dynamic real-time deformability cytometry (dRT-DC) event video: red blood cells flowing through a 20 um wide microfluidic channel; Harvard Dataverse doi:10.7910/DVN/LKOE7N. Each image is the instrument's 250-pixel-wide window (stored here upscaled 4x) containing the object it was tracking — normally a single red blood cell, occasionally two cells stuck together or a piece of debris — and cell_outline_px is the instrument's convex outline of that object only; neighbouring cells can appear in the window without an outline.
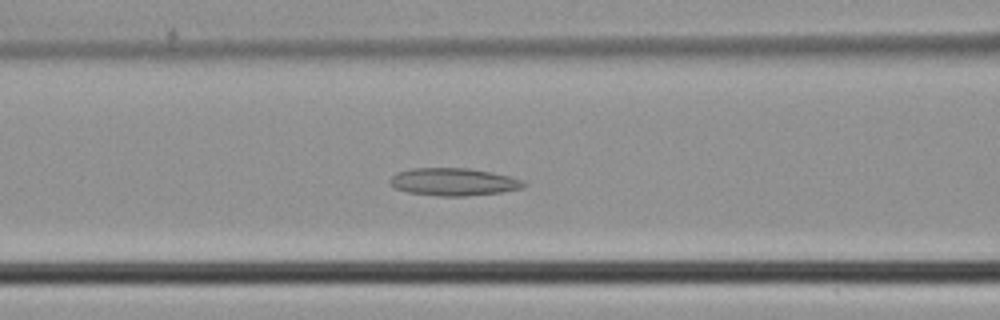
{"species": "common noctule bat (a hibernating species)", "species_latin": "Nyctalus noctula", "temperature_condition": "cold", "stored_images_in_passage": 47, "camera_frame_rate_fps": 3000, "um_per_image_px": 0.085, "animal": {"sex": "male", "body_mass_g": 21.5, "forearm_length_mm": 52.0}, "frame": {"image": 1, "passage_image": 19, "time_ms": 6.0, "image_size_px": [1000, 320], "cell_outline_px": [[528, 184], [524, 188], [500, 192], [464, 196], [440, 196], [408, 192], [396, 188], [388, 180], [396, 172], [412, 168], [468, 168], [492, 172], [524, 180]], "centroid_in_image_um": [38.58, 15.45], "position_along_channel_um": 128.0, "area_um2": 21.5}}
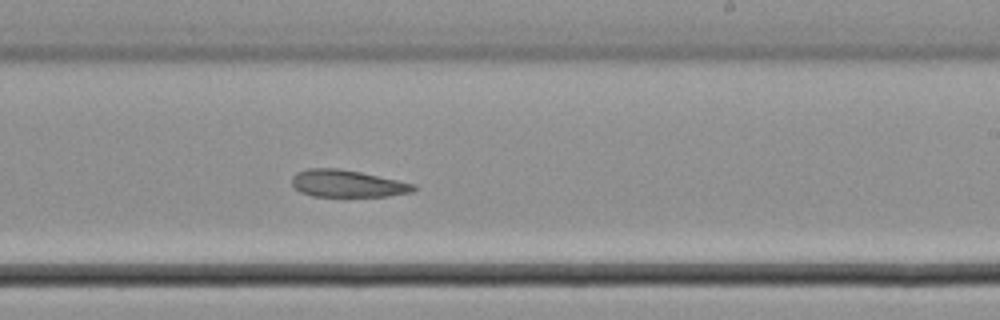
{"frame": {"image": 2, "passage_image": 28, "time_ms": 9.0, "image_size_px": [1000, 320], "cell_outline_px": [[416, 188], [412, 192], [388, 196], [312, 196], [300, 192], [292, 184], [292, 176], [296, 172], [308, 168], [340, 168], [360, 172], [416, 184]], "centroid_in_image_um": [29.51, 15.6], "position_along_channel_um": 259.5, "area_um2": 19.25}}
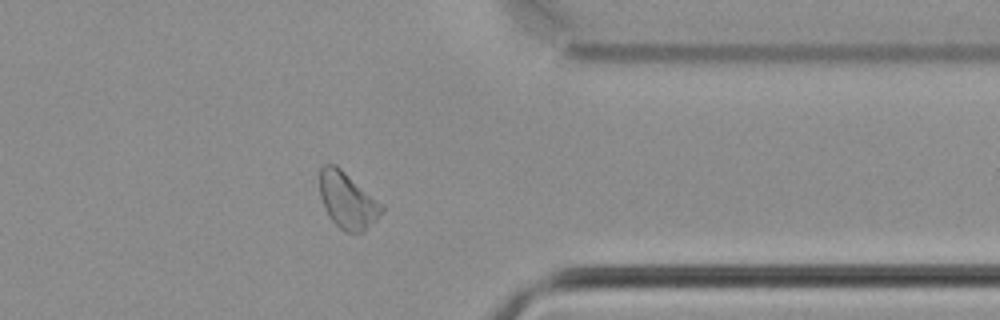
{"frame": {"image": 3, "passage_image": 37, "time_ms": 12.0, "image_size_px": [1000, 320], "cell_outline_px": [[384, 208], [376, 220], [364, 232], [344, 232], [328, 216], [324, 208], [320, 196], [320, 168], [324, 164], [336, 164], [384, 204]], "centroid_in_image_um": [29.54, 17.03], "position_along_channel_um": 381.9, "area_um2": 20.52}}